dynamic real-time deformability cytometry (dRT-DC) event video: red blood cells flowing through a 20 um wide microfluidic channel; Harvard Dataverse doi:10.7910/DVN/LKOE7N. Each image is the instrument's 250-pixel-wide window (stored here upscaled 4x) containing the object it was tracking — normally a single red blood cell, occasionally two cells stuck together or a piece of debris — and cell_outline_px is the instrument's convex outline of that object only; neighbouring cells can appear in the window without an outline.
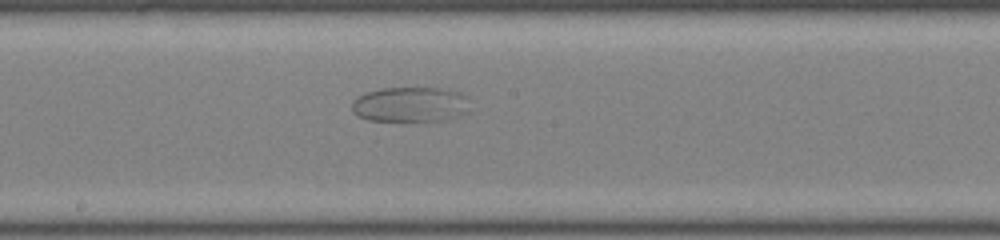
{"species": "common noctule bat (a hibernating species)", "species_latin": "Nyctalus noctula", "temperature_condition": "room temperature", "stored_images_in_passage": 49, "camera_frame_rate_fps": 3000, "um_per_image_px": 0.085, "animal": {"sex": "male", "body_mass_g": 19.0, "forearm_length_mm": 50.8}, "frame": {"image": 1, "passage_image": 27, "time_ms": 8.667, "image_size_px": [1000, 240], "cell_outline_px": [[468, 112], [460, 116], [448, 120], [368, 120], [356, 116], [352, 112], [352, 100], [368, 92], [384, 88], [440, 88], [460, 92], [464, 96]], "centroid_in_image_um": [34.85, 8.88], "position_along_channel_um": 213.4, "area_um2": 23.87}}
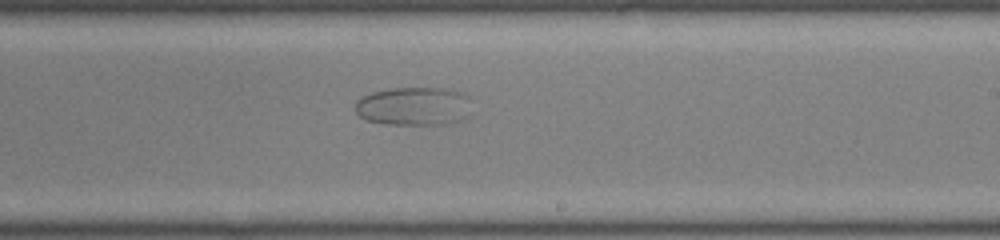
{"frame": {"image": 2, "passage_image": 30, "time_ms": 9.667, "image_size_px": [1000, 240], "cell_outline_px": [[468, 116], [464, 120], [444, 124], [384, 124], [368, 120], [360, 116], [356, 112], [356, 100], [360, 96], [372, 92], [388, 88], [448, 88], [464, 92], [468, 96]], "centroid_in_image_um": [35.17, 9.02], "position_along_channel_um": 253.8, "area_um2": 26.36}}
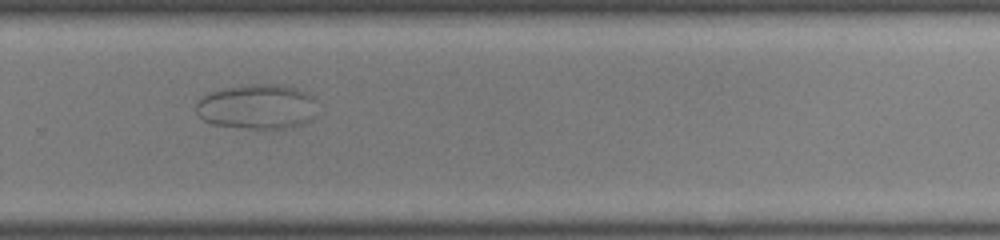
{"frame": {"image": 3, "passage_image": 34, "time_ms": 11.0, "image_size_px": [1000, 240], "cell_outline_px": [[312, 116], [304, 124], [292, 128], [244, 128], [212, 124], [204, 120], [196, 112], [196, 104], [208, 92], [224, 88], [244, 84], [280, 84], [296, 88], [308, 92], [312, 96]], "centroid_in_image_um": [21.81, 9.06], "position_along_channel_um": 308.0, "area_um2": 31.5}}